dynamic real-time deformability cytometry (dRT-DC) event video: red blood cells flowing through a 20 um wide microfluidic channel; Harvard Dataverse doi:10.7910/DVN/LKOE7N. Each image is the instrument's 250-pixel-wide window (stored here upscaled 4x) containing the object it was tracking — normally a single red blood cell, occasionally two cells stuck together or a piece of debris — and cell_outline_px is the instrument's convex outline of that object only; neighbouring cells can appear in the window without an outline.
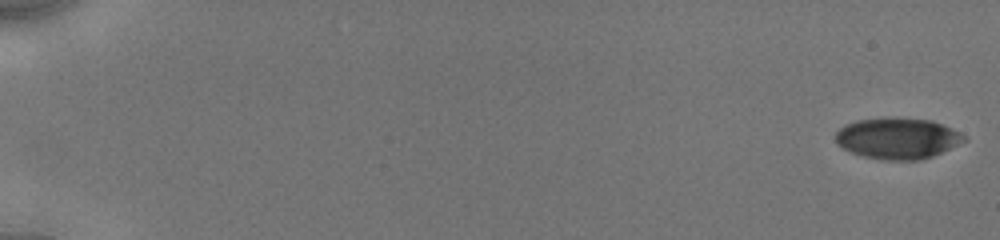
{"species": "human", "species_latin": "Homo sapiens", "temperature_condition": "cold", "stored_images_in_passage": 31, "camera_frame_rate_fps": 3000, "um_per_image_px": 0.085, "donor": {"sex": "male"}, "frame": {"image": 1, "passage_image": 1, "time_ms": 0.0, "image_size_px": [1000, 240], "cell_outline_px": [[968, 140], [932, 156], [920, 160], [884, 160], [864, 156], [852, 152], [836, 144], [836, 132], [844, 124], [856, 120], [932, 120], [952, 128], [960, 132]], "centroid_in_image_um": [76.31, 11.79], "position_along_channel_um": 8.7, "area_um2": 29.94}}
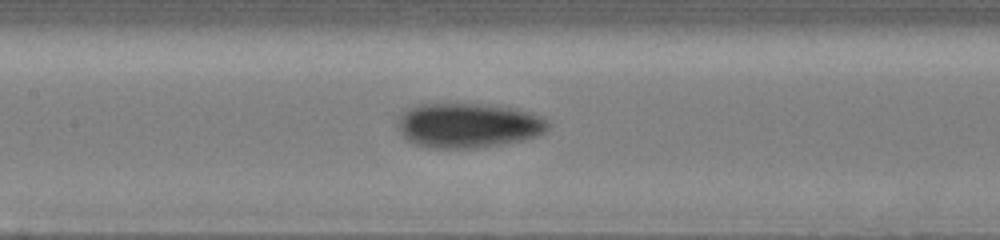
{"frame": {"image": 2, "passage_image": 24, "time_ms": 9.0, "image_size_px": [1000, 240], "cell_outline_px": [[548, 128], [540, 136], [524, 140], [476, 148], [432, 148], [416, 144], [408, 140], [400, 132], [396, 124], [400, 116], [408, 108], [420, 104], [480, 104], [516, 108], [532, 112], [548, 120]], "centroid_in_image_um": [39.83, 10.66], "position_along_channel_um": 167.6, "area_um2": 39.3}}
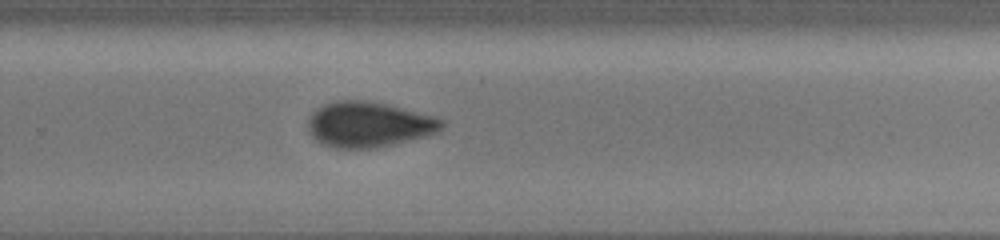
{"frame": {"image": 3, "passage_image": 31, "time_ms": 12.333, "image_size_px": [1000, 240], "cell_outline_px": [[444, 128], [428, 136], [376, 148], [336, 148], [324, 144], [316, 140], [308, 132], [308, 120], [312, 112], [316, 108], [324, 104], [336, 100], [368, 100], [388, 104], [440, 116], [444, 120]], "centroid_in_image_um": [31.39, 10.56], "position_along_channel_um": 298.4, "area_um2": 36.01}}